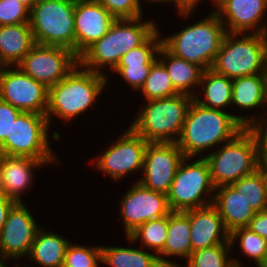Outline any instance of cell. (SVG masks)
Segmentation results:
<instances>
[{
	"instance_id": "484cf974",
	"label": "cell",
	"mask_w": 267,
	"mask_h": 267,
	"mask_svg": "<svg viewBox=\"0 0 267 267\" xmlns=\"http://www.w3.org/2000/svg\"><path fill=\"white\" fill-rule=\"evenodd\" d=\"M192 253L189 217L183 211H172L168 215V231L164 244L165 256L189 259Z\"/></svg>"
},
{
	"instance_id": "c3c4849f",
	"label": "cell",
	"mask_w": 267,
	"mask_h": 267,
	"mask_svg": "<svg viewBox=\"0 0 267 267\" xmlns=\"http://www.w3.org/2000/svg\"><path fill=\"white\" fill-rule=\"evenodd\" d=\"M259 267H267V253H266L264 261L261 263Z\"/></svg>"
},
{
	"instance_id": "7c38bea8",
	"label": "cell",
	"mask_w": 267,
	"mask_h": 267,
	"mask_svg": "<svg viewBox=\"0 0 267 267\" xmlns=\"http://www.w3.org/2000/svg\"><path fill=\"white\" fill-rule=\"evenodd\" d=\"M15 67L0 66V99L22 112L46 115L48 88Z\"/></svg>"
},
{
	"instance_id": "4fadbf2b",
	"label": "cell",
	"mask_w": 267,
	"mask_h": 267,
	"mask_svg": "<svg viewBox=\"0 0 267 267\" xmlns=\"http://www.w3.org/2000/svg\"><path fill=\"white\" fill-rule=\"evenodd\" d=\"M184 158L176 142H148L142 168L145 176L138 182L150 190L167 194Z\"/></svg>"
},
{
	"instance_id": "ac0fdd59",
	"label": "cell",
	"mask_w": 267,
	"mask_h": 267,
	"mask_svg": "<svg viewBox=\"0 0 267 267\" xmlns=\"http://www.w3.org/2000/svg\"><path fill=\"white\" fill-rule=\"evenodd\" d=\"M215 4V13L219 19L222 22L228 20L225 25L228 24L226 26L230 30L227 32L238 33L241 36L246 31L256 28L254 33L267 34L266 24L256 27L264 16L267 0H215Z\"/></svg>"
},
{
	"instance_id": "60d3db41",
	"label": "cell",
	"mask_w": 267,
	"mask_h": 267,
	"mask_svg": "<svg viewBox=\"0 0 267 267\" xmlns=\"http://www.w3.org/2000/svg\"><path fill=\"white\" fill-rule=\"evenodd\" d=\"M248 228L267 240V209L256 212L251 219Z\"/></svg>"
},
{
	"instance_id": "3957f363",
	"label": "cell",
	"mask_w": 267,
	"mask_h": 267,
	"mask_svg": "<svg viewBox=\"0 0 267 267\" xmlns=\"http://www.w3.org/2000/svg\"><path fill=\"white\" fill-rule=\"evenodd\" d=\"M76 65L61 81L48 89L46 117L50 125L51 114L70 120L84 112L105 88L107 77L103 73L83 69Z\"/></svg>"
},
{
	"instance_id": "4316f807",
	"label": "cell",
	"mask_w": 267,
	"mask_h": 267,
	"mask_svg": "<svg viewBox=\"0 0 267 267\" xmlns=\"http://www.w3.org/2000/svg\"><path fill=\"white\" fill-rule=\"evenodd\" d=\"M267 104L265 73L232 79V102L244 109Z\"/></svg>"
},
{
	"instance_id": "f6af8a7d",
	"label": "cell",
	"mask_w": 267,
	"mask_h": 267,
	"mask_svg": "<svg viewBox=\"0 0 267 267\" xmlns=\"http://www.w3.org/2000/svg\"><path fill=\"white\" fill-rule=\"evenodd\" d=\"M31 9L39 0H18Z\"/></svg>"
},
{
	"instance_id": "8fae6325",
	"label": "cell",
	"mask_w": 267,
	"mask_h": 267,
	"mask_svg": "<svg viewBox=\"0 0 267 267\" xmlns=\"http://www.w3.org/2000/svg\"><path fill=\"white\" fill-rule=\"evenodd\" d=\"M78 64L79 58L68 48L35 44L16 66L49 89Z\"/></svg>"
},
{
	"instance_id": "6da1fadb",
	"label": "cell",
	"mask_w": 267,
	"mask_h": 267,
	"mask_svg": "<svg viewBox=\"0 0 267 267\" xmlns=\"http://www.w3.org/2000/svg\"><path fill=\"white\" fill-rule=\"evenodd\" d=\"M248 125V117L206 108L193 100L176 143L183 155L192 159L205 149L230 141Z\"/></svg>"
},
{
	"instance_id": "44dd1931",
	"label": "cell",
	"mask_w": 267,
	"mask_h": 267,
	"mask_svg": "<svg viewBox=\"0 0 267 267\" xmlns=\"http://www.w3.org/2000/svg\"><path fill=\"white\" fill-rule=\"evenodd\" d=\"M45 163L31 157L6 156L0 154V171L3 180L5 196L22 202L21 191L28 189L33 177L32 168Z\"/></svg>"
},
{
	"instance_id": "e0dca14e",
	"label": "cell",
	"mask_w": 267,
	"mask_h": 267,
	"mask_svg": "<svg viewBox=\"0 0 267 267\" xmlns=\"http://www.w3.org/2000/svg\"><path fill=\"white\" fill-rule=\"evenodd\" d=\"M116 18L99 2L75 0V55L79 58L91 45L101 39Z\"/></svg>"
},
{
	"instance_id": "b9f144b4",
	"label": "cell",
	"mask_w": 267,
	"mask_h": 267,
	"mask_svg": "<svg viewBox=\"0 0 267 267\" xmlns=\"http://www.w3.org/2000/svg\"><path fill=\"white\" fill-rule=\"evenodd\" d=\"M16 203L17 202L15 200L8 198L5 195L0 196V233L7 219L9 211Z\"/></svg>"
},
{
	"instance_id": "f907efd6",
	"label": "cell",
	"mask_w": 267,
	"mask_h": 267,
	"mask_svg": "<svg viewBox=\"0 0 267 267\" xmlns=\"http://www.w3.org/2000/svg\"><path fill=\"white\" fill-rule=\"evenodd\" d=\"M1 260L3 259H0V267H6V265Z\"/></svg>"
},
{
	"instance_id": "5b68a950",
	"label": "cell",
	"mask_w": 267,
	"mask_h": 267,
	"mask_svg": "<svg viewBox=\"0 0 267 267\" xmlns=\"http://www.w3.org/2000/svg\"><path fill=\"white\" fill-rule=\"evenodd\" d=\"M192 101L193 96L185 93L148 100L130 127L148 142H177Z\"/></svg>"
},
{
	"instance_id": "d6a6232c",
	"label": "cell",
	"mask_w": 267,
	"mask_h": 267,
	"mask_svg": "<svg viewBox=\"0 0 267 267\" xmlns=\"http://www.w3.org/2000/svg\"><path fill=\"white\" fill-rule=\"evenodd\" d=\"M238 238H240L241 250L245 255L253 258L259 267L267 253V240L248 227L237 228L229 234L231 245Z\"/></svg>"
},
{
	"instance_id": "603a6c76",
	"label": "cell",
	"mask_w": 267,
	"mask_h": 267,
	"mask_svg": "<svg viewBox=\"0 0 267 267\" xmlns=\"http://www.w3.org/2000/svg\"><path fill=\"white\" fill-rule=\"evenodd\" d=\"M158 55H161V57L166 56L165 60L162 57L159 61L167 69L174 88L179 93H185L194 97L195 92H191L190 88H193V85L200 84L204 69L195 63L188 62L171 54L163 45H161Z\"/></svg>"
},
{
	"instance_id": "ffe728a7",
	"label": "cell",
	"mask_w": 267,
	"mask_h": 267,
	"mask_svg": "<svg viewBox=\"0 0 267 267\" xmlns=\"http://www.w3.org/2000/svg\"><path fill=\"white\" fill-rule=\"evenodd\" d=\"M213 205L219 211L223 224L229 234L241 227H248L256 211L246 202L233 185L217 187Z\"/></svg>"
},
{
	"instance_id": "7402d4cb",
	"label": "cell",
	"mask_w": 267,
	"mask_h": 267,
	"mask_svg": "<svg viewBox=\"0 0 267 267\" xmlns=\"http://www.w3.org/2000/svg\"><path fill=\"white\" fill-rule=\"evenodd\" d=\"M35 44L29 23L0 26V66L17 65Z\"/></svg>"
},
{
	"instance_id": "277c9868",
	"label": "cell",
	"mask_w": 267,
	"mask_h": 267,
	"mask_svg": "<svg viewBox=\"0 0 267 267\" xmlns=\"http://www.w3.org/2000/svg\"><path fill=\"white\" fill-rule=\"evenodd\" d=\"M217 13L162 39V45L177 57L210 69L227 34Z\"/></svg>"
},
{
	"instance_id": "7dc6e473",
	"label": "cell",
	"mask_w": 267,
	"mask_h": 267,
	"mask_svg": "<svg viewBox=\"0 0 267 267\" xmlns=\"http://www.w3.org/2000/svg\"><path fill=\"white\" fill-rule=\"evenodd\" d=\"M148 1H152V2H174L175 0H148Z\"/></svg>"
},
{
	"instance_id": "8992f818",
	"label": "cell",
	"mask_w": 267,
	"mask_h": 267,
	"mask_svg": "<svg viewBox=\"0 0 267 267\" xmlns=\"http://www.w3.org/2000/svg\"><path fill=\"white\" fill-rule=\"evenodd\" d=\"M237 36L227 32L211 69L231 79L265 73L267 34L243 33L238 40Z\"/></svg>"
},
{
	"instance_id": "ba28073f",
	"label": "cell",
	"mask_w": 267,
	"mask_h": 267,
	"mask_svg": "<svg viewBox=\"0 0 267 267\" xmlns=\"http://www.w3.org/2000/svg\"><path fill=\"white\" fill-rule=\"evenodd\" d=\"M75 0H39L29 25L36 44L68 48L75 53Z\"/></svg>"
},
{
	"instance_id": "2e32d148",
	"label": "cell",
	"mask_w": 267,
	"mask_h": 267,
	"mask_svg": "<svg viewBox=\"0 0 267 267\" xmlns=\"http://www.w3.org/2000/svg\"><path fill=\"white\" fill-rule=\"evenodd\" d=\"M38 228L23 202H17L9 211L0 233V257L7 260L29 255Z\"/></svg>"
},
{
	"instance_id": "7bdbcfd3",
	"label": "cell",
	"mask_w": 267,
	"mask_h": 267,
	"mask_svg": "<svg viewBox=\"0 0 267 267\" xmlns=\"http://www.w3.org/2000/svg\"><path fill=\"white\" fill-rule=\"evenodd\" d=\"M199 1L200 0H175V5H177L179 13L185 17L192 12ZM213 2L215 3V0H213Z\"/></svg>"
},
{
	"instance_id": "cb8c5ba5",
	"label": "cell",
	"mask_w": 267,
	"mask_h": 267,
	"mask_svg": "<svg viewBox=\"0 0 267 267\" xmlns=\"http://www.w3.org/2000/svg\"><path fill=\"white\" fill-rule=\"evenodd\" d=\"M69 244L63 236L39 229L28 256L43 267H62Z\"/></svg>"
},
{
	"instance_id": "d4e9b609",
	"label": "cell",
	"mask_w": 267,
	"mask_h": 267,
	"mask_svg": "<svg viewBox=\"0 0 267 267\" xmlns=\"http://www.w3.org/2000/svg\"><path fill=\"white\" fill-rule=\"evenodd\" d=\"M203 84V85H202ZM205 90L204 100L194 96L193 100L203 107L220 110L222 107L231 105L232 102V79L216 73L213 69L204 70L200 84Z\"/></svg>"
},
{
	"instance_id": "52a82bcc",
	"label": "cell",
	"mask_w": 267,
	"mask_h": 267,
	"mask_svg": "<svg viewBox=\"0 0 267 267\" xmlns=\"http://www.w3.org/2000/svg\"><path fill=\"white\" fill-rule=\"evenodd\" d=\"M204 158L215 188L232 185L254 173L261 160L255 137L246 127L222 148Z\"/></svg>"
},
{
	"instance_id": "74e56055",
	"label": "cell",
	"mask_w": 267,
	"mask_h": 267,
	"mask_svg": "<svg viewBox=\"0 0 267 267\" xmlns=\"http://www.w3.org/2000/svg\"><path fill=\"white\" fill-rule=\"evenodd\" d=\"M116 19L142 17L140 0H94Z\"/></svg>"
},
{
	"instance_id": "8d00e7d4",
	"label": "cell",
	"mask_w": 267,
	"mask_h": 267,
	"mask_svg": "<svg viewBox=\"0 0 267 267\" xmlns=\"http://www.w3.org/2000/svg\"><path fill=\"white\" fill-rule=\"evenodd\" d=\"M154 63L118 64L114 72H118L131 87L142 88Z\"/></svg>"
},
{
	"instance_id": "bcb514c9",
	"label": "cell",
	"mask_w": 267,
	"mask_h": 267,
	"mask_svg": "<svg viewBox=\"0 0 267 267\" xmlns=\"http://www.w3.org/2000/svg\"><path fill=\"white\" fill-rule=\"evenodd\" d=\"M5 195L4 188H3V180H2V175L0 171V196Z\"/></svg>"
},
{
	"instance_id": "4dcf8cb0",
	"label": "cell",
	"mask_w": 267,
	"mask_h": 267,
	"mask_svg": "<svg viewBox=\"0 0 267 267\" xmlns=\"http://www.w3.org/2000/svg\"><path fill=\"white\" fill-rule=\"evenodd\" d=\"M231 243H223L196 250L187 260V267H240L238 260H230Z\"/></svg>"
},
{
	"instance_id": "83f0119b",
	"label": "cell",
	"mask_w": 267,
	"mask_h": 267,
	"mask_svg": "<svg viewBox=\"0 0 267 267\" xmlns=\"http://www.w3.org/2000/svg\"><path fill=\"white\" fill-rule=\"evenodd\" d=\"M168 231V216L159 219L149 220L140 225L129 236V241H137L140 237L142 239V246L145 244L149 249L153 248L157 254H160L159 260L164 267H180L176 262L164 259V244L166 242Z\"/></svg>"
},
{
	"instance_id": "9c48e42d",
	"label": "cell",
	"mask_w": 267,
	"mask_h": 267,
	"mask_svg": "<svg viewBox=\"0 0 267 267\" xmlns=\"http://www.w3.org/2000/svg\"><path fill=\"white\" fill-rule=\"evenodd\" d=\"M48 126L46 115L21 112L12 124L10 136L0 145V154L31 157L45 164L55 161L49 148Z\"/></svg>"
},
{
	"instance_id": "5bb4252c",
	"label": "cell",
	"mask_w": 267,
	"mask_h": 267,
	"mask_svg": "<svg viewBox=\"0 0 267 267\" xmlns=\"http://www.w3.org/2000/svg\"><path fill=\"white\" fill-rule=\"evenodd\" d=\"M121 201L120 213L127 237L143 223L168 216L172 212L167 194L150 190L138 181L131 186Z\"/></svg>"
},
{
	"instance_id": "d590c367",
	"label": "cell",
	"mask_w": 267,
	"mask_h": 267,
	"mask_svg": "<svg viewBox=\"0 0 267 267\" xmlns=\"http://www.w3.org/2000/svg\"><path fill=\"white\" fill-rule=\"evenodd\" d=\"M30 9L18 0H0V26L29 23Z\"/></svg>"
},
{
	"instance_id": "30bf717a",
	"label": "cell",
	"mask_w": 267,
	"mask_h": 267,
	"mask_svg": "<svg viewBox=\"0 0 267 267\" xmlns=\"http://www.w3.org/2000/svg\"><path fill=\"white\" fill-rule=\"evenodd\" d=\"M185 160L189 158L185 157L181 161L167 193L171 211H186L213 204L214 195L211 193L216 189L211 180L207 161L203 157L186 165ZM208 193L211 194L209 201H203L202 196Z\"/></svg>"
},
{
	"instance_id": "ab89813d",
	"label": "cell",
	"mask_w": 267,
	"mask_h": 267,
	"mask_svg": "<svg viewBox=\"0 0 267 267\" xmlns=\"http://www.w3.org/2000/svg\"><path fill=\"white\" fill-rule=\"evenodd\" d=\"M265 122L267 124L266 120ZM246 128L255 137L260 158L267 159V125L263 128V125L257 122L255 116V117H249V125Z\"/></svg>"
},
{
	"instance_id": "836d02e7",
	"label": "cell",
	"mask_w": 267,
	"mask_h": 267,
	"mask_svg": "<svg viewBox=\"0 0 267 267\" xmlns=\"http://www.w3.org/2000/svg\"><path fill=\"white\" fill-rule=\"evenodd\" d=\"M99 261L101 262V246L84 247L70 242L62 267H98Z\"/></svg>"
},
{
	"instance_id": "7a4b0ae2",
	"label": "cell",
	"mask_w": 267,
	"mask_h": 267,
	"mask_svg": "<svg viewBox=\"0 0 267 267\" xmlns=\"http://www.w3.org/2000/svg\"><path fill=\"white\" fill-rule=\"evenodd\" d=\"M140 21L141 17L116 19L109 31L79 57V67L95 73H102L99 69L103 65L114 70L125 53L142 45L157 30L152 21Z\"/></svg>"
},
{
	"instance_id": "f35d334b",
	"label": "cell",
	"mask_w": 267,
	"mask_h": 267,
	"mask_svg": "<svg viewBox=\"0 0 267 267\" xmlns=\"http://www.w3.org/2000/svg\"><path fill=\"white\" fill-rule=\"evenodd\" d=\"M22 111L0 99V145L10 136L13 122Z\"/></svg>"
},
{
	"instance_id": "681fc988",
	"label": "cell",
	"mask_w": 267,
	"mask_h": 267,
	"mask_svg": "<svg viewBox=\"0 0 267 267\" xmlns=\"http://www.w3.org/2000/svg\"><path fill=\"white\" fill-rule=\"evenodd\" d=\"M265 87H266V100H267V66L265 71Z\"/></svg>"
},
{
	"instance_id": "ee69618b",
	"label": "cell",
	"mask_w": 267,
	"mask_h": 267,
	"mask_svg": "<svg viewBox=\"0 0 267 267\" xmlns=\"http://www.w3.org/2000/svg\"><path fill=\"white\" fill-rule=\"evenodd\" d=\"M259 169L261 170L265 185H266V197H267V159H261L259 162Z\"/></svg>"
},
{
	"instance_id": "9a60e30c",
	"label": "cell",
	"mask_w": 267,
	"mask_h": 267,
	"mask_svg": "<svg viewBox=\"0 0 267 267\" xmlns=\"http://www.w3.org/2000/svg\"><path fill=\"white\" fill-rule=\"evenodd\" d=\"M115 141L94 163L97 169L118 180L129 172L143 168L148 141L131 127Z\"/></svg>"
},
{
	"instance_id": "f546056e",
	"label": "cell",
	"mask_w": 267,
	"mask_h": 267,
	"mask_svg": "<svg viewBox=\"0 0 267 267\" xmlns=\"http://www.w3.org/2000/svg\"><path fill=\"white\" fill-rule=\"evenodd\" d=\"M232 185L256 212L267 209L266 185L260 169Z\"/></svg>"
},
{
	"instance_id": "1f68e13d",
	"label": "cell",
	"mask_w": 267,
	"mask_h": 267,
	"mask_svg": "<svg viewBox=\"0 0 267 267\" xmlns=\"http://www.w3.org/2000/svg\"><path fill=\"white\" fill-rule=\"evenodd\" d=\"M141 90L147 101L168 98L179 94L171 82L167 69L159 60L152 65Z\"/></svg>"
},
{
	"instance_id": "f1b7e54d",
	"label": "cell",
	"mask_w": 267,
	"mask_h": 267,
	"mask_svg": "<svg viewBox=\"0 0 267 267\" xmlns=\"http://www.w3.org/2000/svg\"><path fill=\"white\" fill-rule=\"evenodd\" d=\"M101 262L110 267H164L158 255L125 247L101 246Z\"/></svg>"
},
{
	"instance_id": "e575fe53",
	"label": "cell",
	"mask_w": 267,
	"mask_h": 267,
	"mask_svg": "<svg viewBox=\"0 0 267 267\" xmlns=\"http://www.w3.org/2000/svg\"><path fill=\"white\" fill-rule=\"evenodd\" d=\"M158 29L139 47L125 53L118 64L155 63L162 45ZM159 38V39H158Z\"/></svg>"
},
{
	"instance_id": "d6986e66",
	"label": "cell",
	"mask_w": 267,
	"mask_h": 267,
	"mask_svg": "<svg viewBox=\"0 0 267 267\" xmlns=\"http://www.w3.org/2000/svg\"><path fill=\"white\" fill-rule=\"evenodd\" d=\"M183 212L189 217L192 252L218 244L230 243L229 232L213 204ZM219 234H222V238Z\"/></svg>"
}]
</instances>
